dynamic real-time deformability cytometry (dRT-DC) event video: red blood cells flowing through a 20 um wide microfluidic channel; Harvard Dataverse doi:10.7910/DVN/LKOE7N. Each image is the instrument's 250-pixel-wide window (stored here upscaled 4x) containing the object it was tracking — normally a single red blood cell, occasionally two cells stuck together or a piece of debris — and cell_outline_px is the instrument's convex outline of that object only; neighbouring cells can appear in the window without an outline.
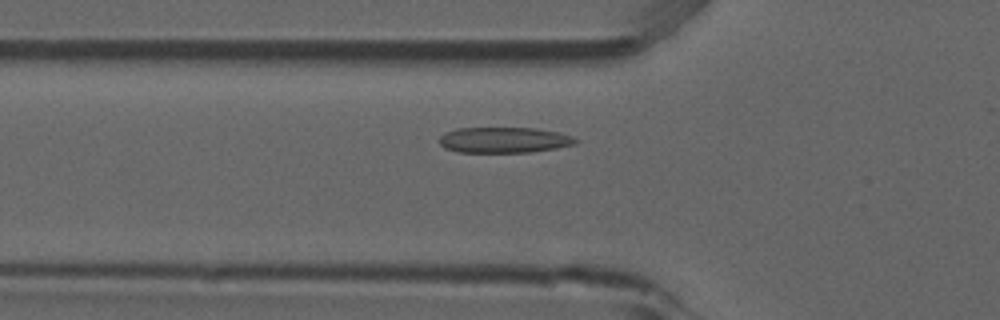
{"species": "common noctule bat (a hibernating species)", "species_latin": "Nyctalus noctula", "temperature_condition": "room temperature", "stored_images_in_passage": 51, "camera_frame_rate_fps": 3000, "um_per_image_px": 0.085, "animal": {"sex": "male", "forearm_length_mm": 52.5}, "frame": {"image": 1, "passage_image": 16, "time_ms": 5.0, "image_size_px": [1000, 320], "cell_outline_px": [[580, 140], [576, 144], [556, 148], [528, 152], [456, 152], [444, 148], [440, 144], [440, 136], [444, 132], [456, 128], [536, 128], [556, 132], [572, 136]], "centroid_in_image_um": [42.82, 11.9], "position_along_channel_um": 83.0, "area_um2": 20.46}}
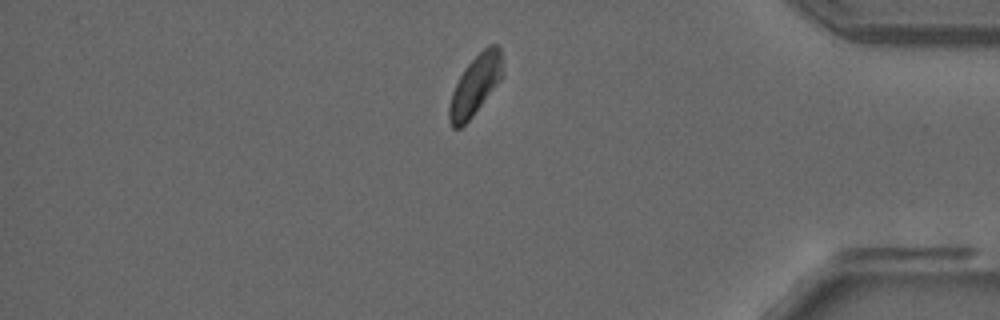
{"frame": {"image": 2, "passage_image": 43, "time_ms": 14.0, "image_size_px": [1000, 320], "cell_outline_px": [[500, 80], [472, 116], [460, 128], [452, 128], [448, 120], [448, 108], [452, 92], [464, 68], [488, 44], [500, 44]], "centroid_in_image_um": [40.34, 7.26], "position_along_channel_um": 394.9, "area_um2": 18.03}}
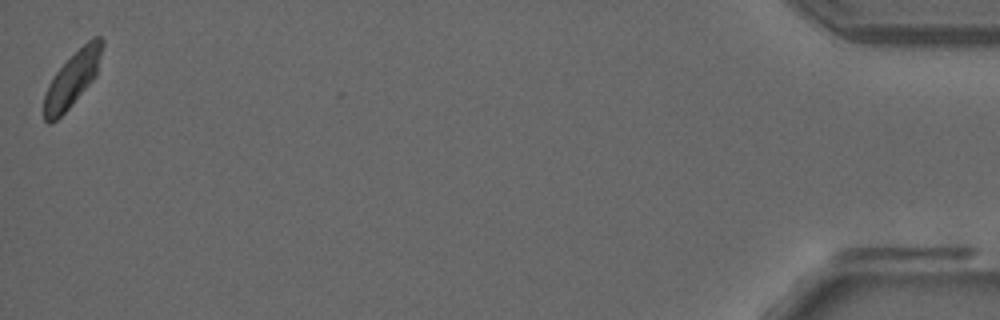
{"frame": {"image": 3, "passage_image": 51, "time_ms": 16.667, "image_size_px": [1000, 320], "cell_outline_px": [[104, 44], [96, 76], [68, 108], [52, 124], [48, 124], [44, 120], [44, 96], [48, 84], [52, 76], [88, 40], [96, 36], [100, 36], [104, 40]], "centroid_in_image_um": [6.15, 6.72], "position_along_channel_um": 429.1, "area_um2": 18.26}, "authors_computed_cell_mechanics": {"area_um2": 19.7098, "velocity_mm_per_s": 3.7986, "shape_relaxation_time_tau1_ms": 6.2455, "shape_relaxation_time_tau2_ms": 2.4067, "deformation_change_tau1": 0.1388, "deformation_change_tau2": 0.0657}}